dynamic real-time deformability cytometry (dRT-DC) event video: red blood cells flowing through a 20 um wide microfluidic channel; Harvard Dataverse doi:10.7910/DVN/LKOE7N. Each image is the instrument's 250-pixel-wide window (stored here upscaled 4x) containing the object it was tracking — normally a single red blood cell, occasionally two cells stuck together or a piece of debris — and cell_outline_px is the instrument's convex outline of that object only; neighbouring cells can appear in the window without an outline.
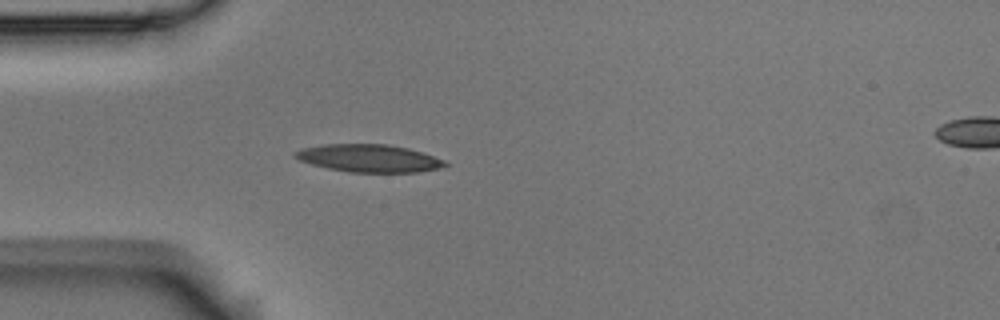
{"species": "Egyptian fruit bat (a non-hibernating species)", "species_latin": "Rousettus aegyptiacus", "temperature_condition": "room temperature", "stored_images_in_passage": 5, "segment_of_instrument_passage": [1, 2], "camera_frame_rate_fps": 3000, "um_per_image_px": 0.085, "animal": {"sex": "male"}, "frame": {"image": 1, "passage_image": 4, "time_ms": 1.0, "image_size_px": [1000, 320], "cell_outline_px": [[448, 164], [440, 168], [420, 172], [348, 172], [328, 168], [312, 164], [300, 160], [292, 156], [292, 152], [300, 148], [320, 144], [388, 144], [408, 148], [444, 160]], "centroid_in_image_um": [31.3, 13.44], "position_along_channel_um": 53.7, "area_um2": 24.22}}